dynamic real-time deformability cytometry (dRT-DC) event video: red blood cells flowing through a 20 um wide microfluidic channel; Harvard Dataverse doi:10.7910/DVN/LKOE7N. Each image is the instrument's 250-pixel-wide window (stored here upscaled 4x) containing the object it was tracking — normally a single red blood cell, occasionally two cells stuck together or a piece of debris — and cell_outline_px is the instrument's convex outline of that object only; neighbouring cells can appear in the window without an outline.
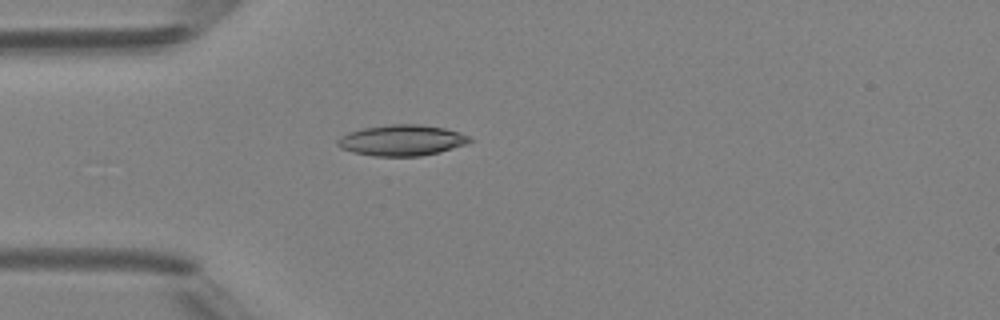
{"species": "Egyptian fruit bat (a non-hibernating species)", "species_latin": "Rousettus aegyptiacus", "temperature_condition": "room temperature", "stored_images_in_passage": 4, "camera_frame_rate_fps": 3000, "um_per_image_px": 0.085, "animal": {"sex": "female"}, "frame": {"image": 1, "passage_image": 4, "time_ms": 3.333, "image_size_px": [1000, 320], "cell_outline_px": [[472, 140], [468, 144], [440, 152], [420, 156], [376, 156], [356, 152], [340, 148], [336, 144], [336, 140], [340, 136], [348, 132], [364, 128], [392, 124], [420, 124], [444, 128], [460, 132], [468, 136]], "centroid_in_image_um": [34.17, 11.92], "position_along_channel_um": 50.8, "area_um2": 23.76}}